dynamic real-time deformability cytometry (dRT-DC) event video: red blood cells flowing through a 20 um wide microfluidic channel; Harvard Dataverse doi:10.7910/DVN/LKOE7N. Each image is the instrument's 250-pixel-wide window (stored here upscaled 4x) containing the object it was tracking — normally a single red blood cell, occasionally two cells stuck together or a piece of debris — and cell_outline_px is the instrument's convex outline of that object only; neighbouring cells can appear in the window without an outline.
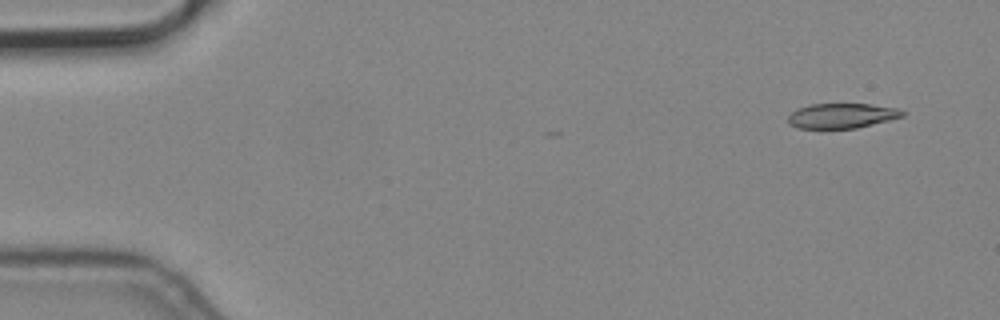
{"species": "common noctule bat (a hibernating species)", "species_latin": "Nyctalus noctula", "temperature_condition": "cold", "stored_images_in_passage": 7, "camera_frame_rate_fps": 3000, "um_per_image_px": 0.085, "animal": {"sex": "male", "body_mass_g": 19.2, "forearm_length_mm": 51.8}, "frame": {"image": 1, "passage_image": 1, "time_ms": 0.0, "image_size_px": [1000, 320], "cell_outline_px": [[908, 112], [904, 116], [856, 128], [796, 128], [788, 124], [788, 116], [796, 108], [808, 104], [872, 104], [900, 108]], "centroid_in_image_um": [71.56, 9.82], "position_along_channel_um": 13.4, "area_um2": 16.82}}
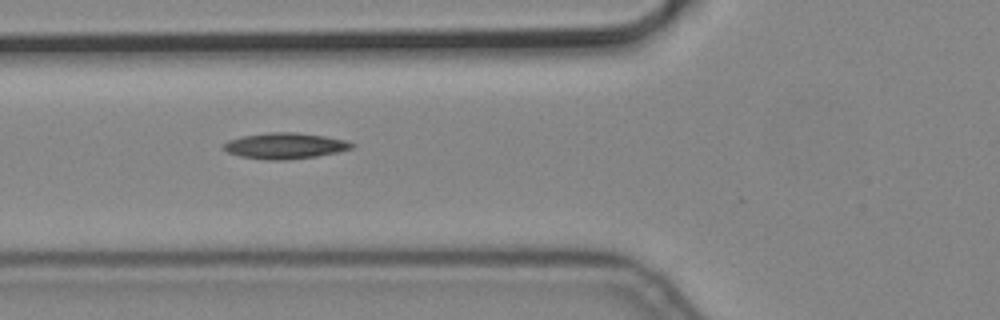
{"frame": {"image": 2, "passage_image": 6, "time_ms": 1.667, "image_size_px": [1000, 320], "cell_outline_px": [[356, 144], [352, 148], [336, 152], [316, 156], [288, 160], [268, 160], [240, 156], [228, 152], [224, 148], [224, 144], [228, 140], [240, 136], [268, 132], [296, 132], [324, 136], [344, 140]], "centroid_in_image_um": [24.21, 12.39], "position_along_channel_um": 101.6, "area_um2": 19.31}}
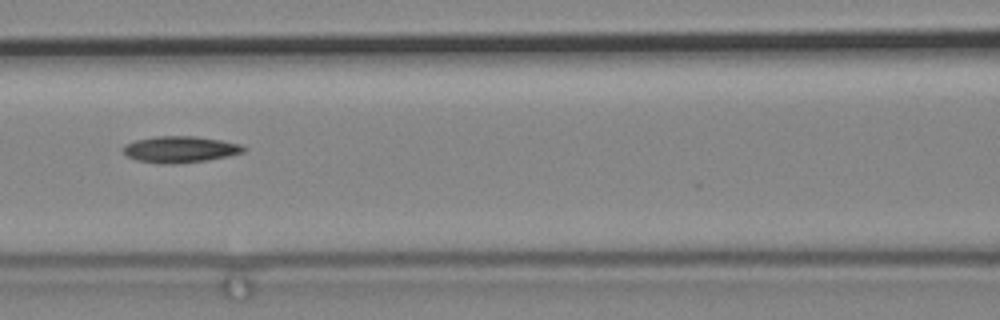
{"frame": {"image": 3, "passage_image": 7, "time_ms": 2.0, "image_size_px": [1000, 320], "cell_outline_px": [[248, 148], [244, 152], [228, 156], [208, 160], [176, 164], [160, 164], [136, 160], [128, 156], [120, 148], [124, 144], [136, 140], [156, 136], [196, 136], [220, 140], [240, 144]], "centroid_in_image_um": [15.3, 12.7], "position_along_channel_um": 151.3, "area_um2": 18.73}}